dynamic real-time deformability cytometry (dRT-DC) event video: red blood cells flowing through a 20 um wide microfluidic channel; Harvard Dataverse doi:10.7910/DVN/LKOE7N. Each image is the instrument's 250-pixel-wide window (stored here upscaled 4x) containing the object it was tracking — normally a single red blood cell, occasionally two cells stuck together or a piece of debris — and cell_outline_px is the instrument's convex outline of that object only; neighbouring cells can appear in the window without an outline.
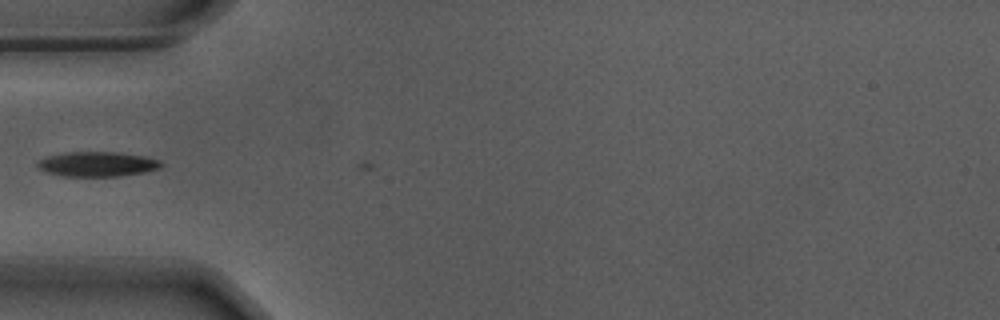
{"species": "Egyptian fruit bat (a non-hibernating species)", "species_latin": "Rousettus aegyptiacus", "temperature_condition": "warm", "stored_images_in_passage": 6, "camera_frame_rate_fps": 3000, "um_per_image_px": 0.085, "animal": {"sex": "male"}, "frame": {"image": 1, "passage_image": 4, "time_ms": 1.0, "image_size_px": [1000, 320], "cell_outline_px": [[164, 164], [160, 168], [144, 172], [120, 176], [64, 176], [48, 172], [36, 168], [36, 160], [48, 156], [68, 152], [112, 152], [144, 156], [160, 160]], "centroid_in_image_um": [8.25, 13.95], "position_along_channel_um": 76.7, "area_um2": 17.86}}